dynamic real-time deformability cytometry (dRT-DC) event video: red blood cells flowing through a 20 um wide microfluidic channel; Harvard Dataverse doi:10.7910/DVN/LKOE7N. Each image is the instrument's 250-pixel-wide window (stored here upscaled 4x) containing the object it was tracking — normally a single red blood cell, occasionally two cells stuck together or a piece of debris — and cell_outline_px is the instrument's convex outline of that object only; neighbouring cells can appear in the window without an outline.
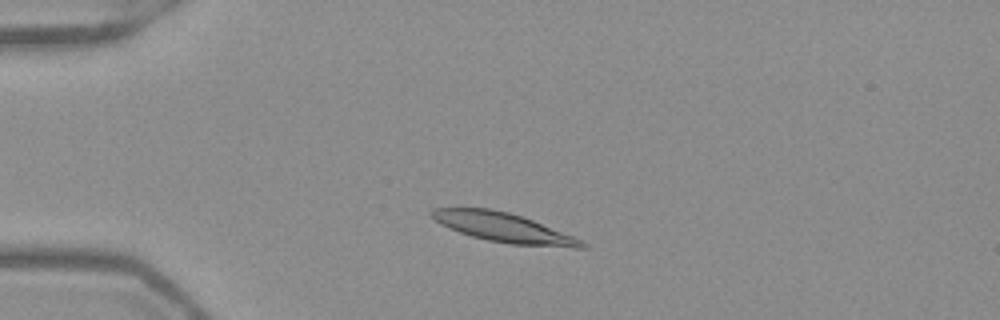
{"species": "Egyptian fruit bat (a non-hibernating species)", "species_latin": "Rousettus aegyptiacus", "temperature_condition": "warm", "stored_images_in_passage": 47, "camera_frame_rate_fps": 3000, "um_per_image_px": 0.085, "frame": {"image": 1, "passage_image": 8, "time_ms": 2.333, "image_size_px": [1000, 320], "cell_outline_px": [[588, 248], [572, 248], [512, 244], [488, 240], [472, 236], [460, 232], [440, 224], [428, 212], [432, 208], [492, 208], [524, 216], [584, 240], [588, 244]], "centroid_in_image_um": [42.88, 19.34], "position_along_channel_um": 42.1, "area_um2": 25.84}}
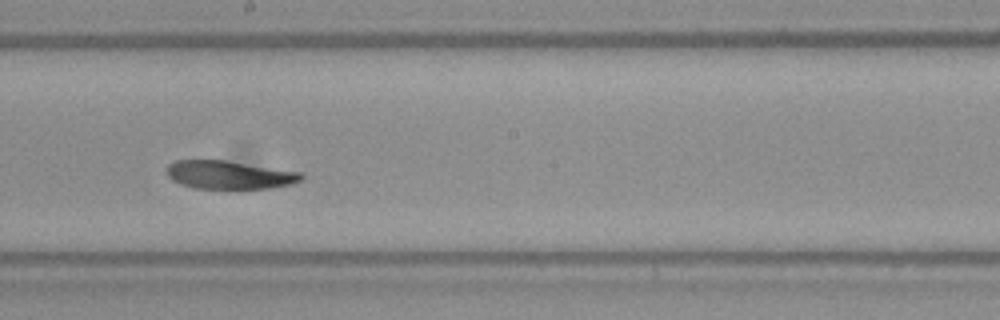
{"frame": {"image": 2, "passage_image": 25, "time_ms": 8.0, "image_size_px": [1000, 320], "cell_outline_px": [[304, 176], [300, 180], [292, 184], [272, 188], [196, 188], [180, 184], [172, 180], [168, 176], [164, 168], [168, 164], [176, 160], [224, 160], [300, 172]], "centroid_in_image_um": [19.44, 14.86], "position_along_channel_um": 228.8, "area_um2": 22.08}}
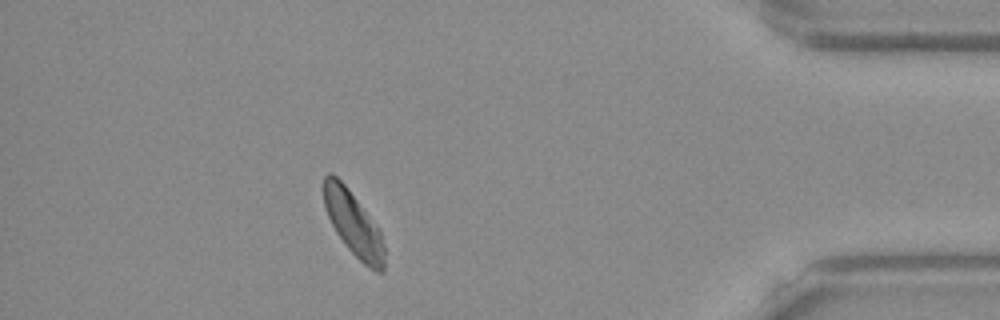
{"frame": {"image": 3, "passage_image": 42, "time_ms": 13.667, "image_size_px": [1000, 320], "cell_outline_px": [[384, 272], [376, 272], [368, 268], [348, 248], [336, 232], [324, 208], [324, 176], [328, 172], [332, 172], [348, 188], [380, 228], [384, 244]], "centroid_in_image_um": [30.06, 19.01], "position_along_channel_um": 405.1, "area_um2": 22.77}}